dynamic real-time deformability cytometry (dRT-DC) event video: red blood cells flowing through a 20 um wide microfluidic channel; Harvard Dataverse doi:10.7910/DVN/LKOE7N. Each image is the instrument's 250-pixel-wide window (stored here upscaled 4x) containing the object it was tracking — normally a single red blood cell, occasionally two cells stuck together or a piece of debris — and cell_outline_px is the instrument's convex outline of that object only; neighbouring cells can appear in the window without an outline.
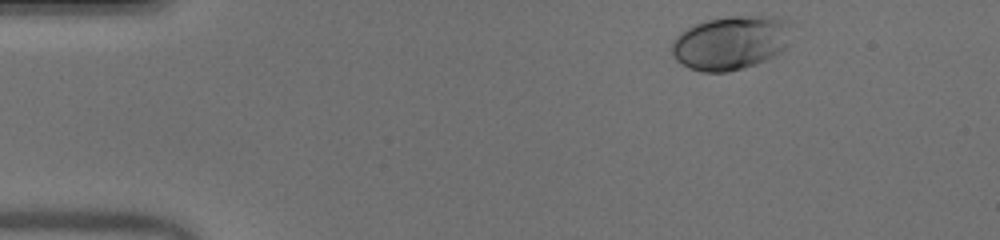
{"species": "human", "species_latin": "Homo sapiens", "temperature_condition": "warm", "stored_images_in_passage": 36, "camera_frame_rate_fps": 3000, "um_per_image_px": 0.085, "donor": {"sex": "male"}, "frame": {"image": 1, "passage_image": 1, "time_ms": 0.0, "image_size_px": [1000, 240], "cell_outline_px": [[792, 24], [788, 44], [780, 52], [756, 64], [744, 68], [728, 72], [700, 72], [688, 68], [676, 60], [672, 56], [672, 40], [680, 32], [696, 24], [708, 20], [732, 16], [780, 16], [792, 20]], "centroid_in_image_um": [62.14, 3.62], "position_along_channel_um": 22.9, "area_um2": 38.03}}
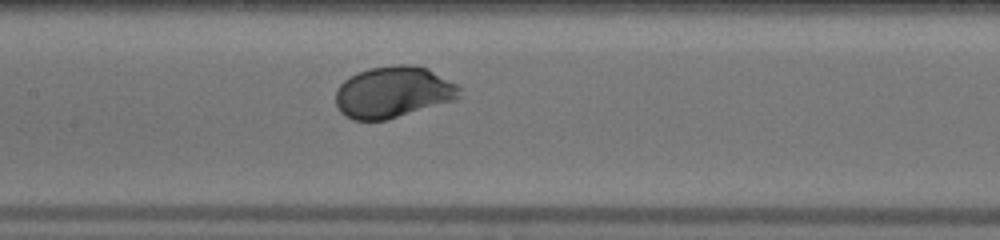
{"frame": {"image": 2, "passage_image": 19, "time_ms": 6.0, "image_size_px": [1000, 240], "cell_outline_px": [[460, 96], [456, 100], [384, 120], [352, 120], [344, 116], [340, 112], [336, 104], [336, 92], [340, 84], [344, 80], [368, 68], [392, 64], [412, 64], [428, 68], [460, 84]], "centroid_in_image_um": [33.45, 7.81], "position_along_channel_um": 173.9, "area_um2": 37.4}}
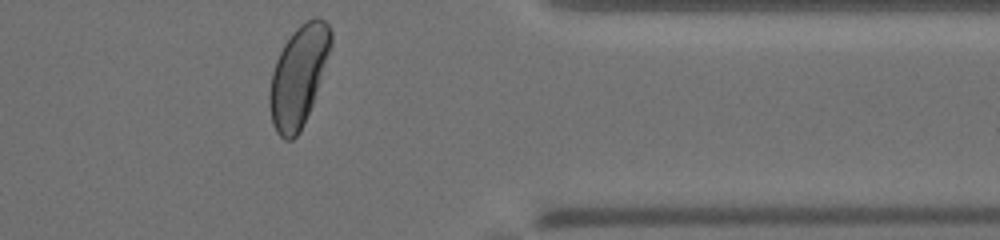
{"frame": {"image": 3, "passage_image": 36, "time_ms": 11.667, "image_size_px": [1000, 240], "cell_outline_px": [[332, 44], [312, 104], [300, 132], [292, 140], [284, 140], [276, 132], [272, 124], [268, 104], [268, 92], [272, 72], [276, 60], [284, 44], [292, 32], [300, 24], [316, 16], [324, 20], [332, 28]], "centroid_in_image_um": [25.35, 6.47], "position_along_channel_um": 386.0, "area_um2": 35.89}, "authors_computed_cell_mechanics": {"area_um2": 35.4314, "velocity_mm_per_s": 3.9975, "shape_relaxation_time_tau1_ms": 1.895, "shape_relaxation_time_tau2_ms": null, "deformation_change_tau1": 0.1534, "deformation_change_tau2": null}}